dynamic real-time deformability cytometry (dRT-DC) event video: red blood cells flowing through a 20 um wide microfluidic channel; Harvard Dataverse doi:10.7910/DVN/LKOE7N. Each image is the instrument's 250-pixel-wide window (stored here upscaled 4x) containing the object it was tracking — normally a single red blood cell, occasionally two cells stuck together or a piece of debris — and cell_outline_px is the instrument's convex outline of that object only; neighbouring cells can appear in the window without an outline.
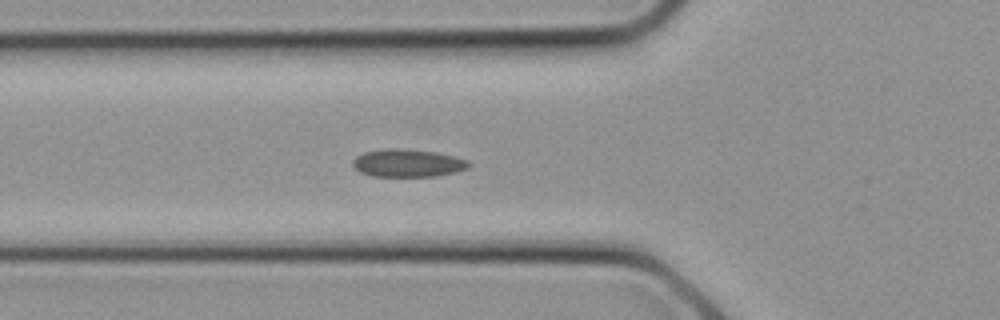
{"species": "common noctule bat (a hibernating species)", "species_latin": "Nyctalus noctula", "temperature_condition": "cold", "stored_images_in_passage": 25, "segment_of_instrument_passage": [1, 2], "camera_frame_rate_fps": 3000, "um_per_image_px": 0.085, "animal": {"sex": "female", "body_mass_g": 21.9}, "frame": {"image": 1, "passage_image": 8, "time_ms": 2.333, "image_size_px": [1000, 320], "cell_outline_px": [[472, 164], [468, 168], [456, 172], [436, 176], [372, 176], [360, 172], [352, 164], [352, 160], [356, 156], [364, 152], [384, 148], [400, 148], [436, 152], [456, 156], [468, 160]], "centroid_in_image_um": [34.68, 13.85], "position_along_channel_um": 91.1, "area_um2": 18.96}}
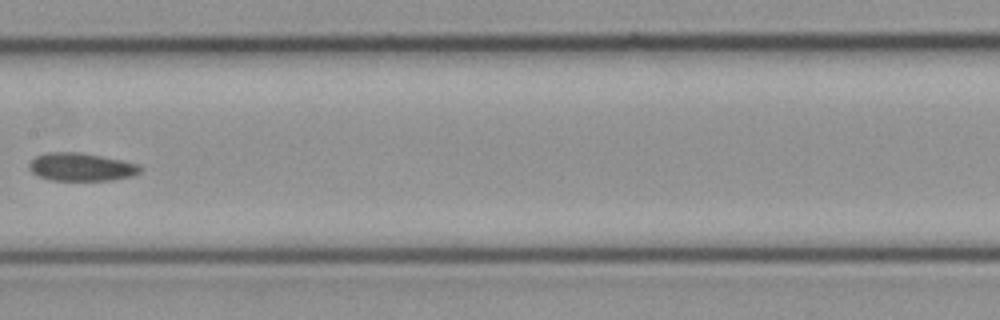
{"frame": {"image": 2, "passage_image": 12, "time_ms": 3.667, "image_size_px": [1000, 320], "cell_outline_px": [[144, 168], [140, 172], [132, 176], [112, 180], [52, 180], [40, 176], [32, 172], [28, 168], [28, 164], [36, 156], [48, 152], [80, 152], [124, 160], [140, 164]], "centroid_in_image_um": [6.95, 14.18], "position_along_channel_um": 200.4, "area_um2": 18.26}}
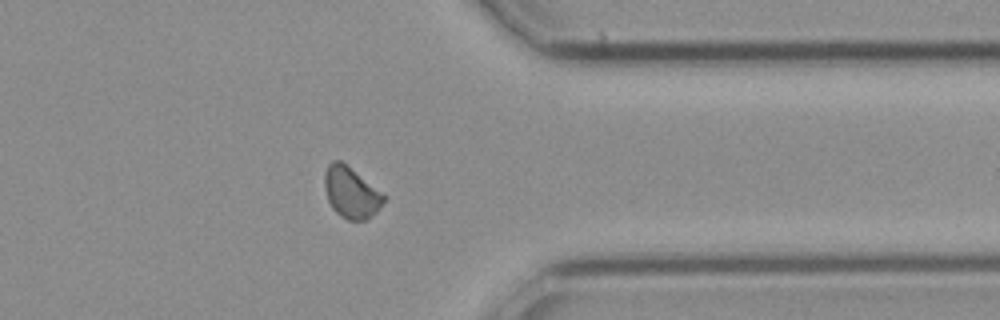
{"frame": {"image": 3, "passage_image": 19, "time_ms": 6.0, "image_size_px": [1000, 320], "cell_outline_px": [[388, 196], [376, 212], [368, 220], [348, 220], [340, 216], [332, 208], [328, 200], [324, 188], [324, 172], [328, 164], [332, 160], [340, 160]], "centroid_in_image_um": [29.84, 16.37], "position_along_channel_um": 381.6, "area_um2": 17.8}}